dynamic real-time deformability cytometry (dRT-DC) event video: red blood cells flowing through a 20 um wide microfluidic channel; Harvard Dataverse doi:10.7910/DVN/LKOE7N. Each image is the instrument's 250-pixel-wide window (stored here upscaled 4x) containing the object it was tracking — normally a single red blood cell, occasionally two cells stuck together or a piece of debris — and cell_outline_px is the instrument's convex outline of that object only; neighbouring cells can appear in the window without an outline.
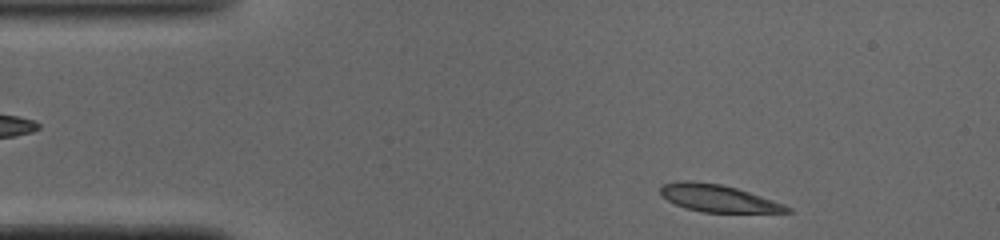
{"species": "common noctule bat (a hibernating species)", "species_latin": "Nyctalus noctula", "temperature_condition": "cold", "stored_images_in_passage": 45, "camera_frame_rate_fps": 3000, "um_per_image_px": 0.085, "animal": {"sex": "male", "body_mass_g": 19.0, "forearm_length_mm": 50.8}, "frame": {"image": 1, "passage_image": 3, "time_ms": 0.667, "image_size_px": [1000, 240], "cell_outline_px": [[792, 212], [704, 212], [684, 208], [660, 196], [660, 188], [664, 184], [676, 180], [688, 180], [720, 184], [736, 188], [784, 204], [792, 208]], "centroid_in_image_um": [60.99, 16.84], "position_along_channel_um": 24.0, "area_um2": 19.94}}
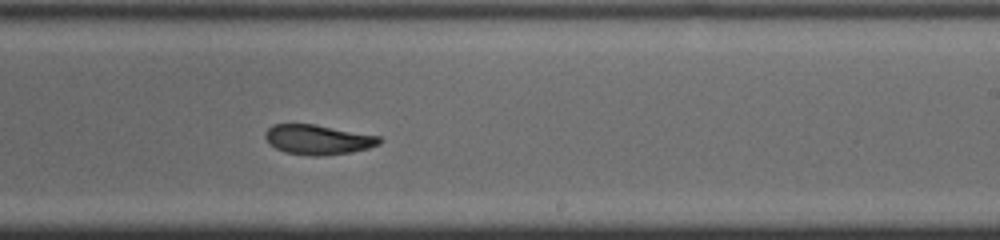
{"frame": {"image": 2, "passage_image": 25, "time_ms": 8.0, "image_size_px": [1000, 240], "cell_outline_px": [[384, 140], [380, 144], [368, 148], [352, 152], [320, 156], [312, 156], [284, 152], [268, 144], [264, 136], [264, 132], [272, 124], [316, 124], [380, 136]], "centroid_in_image_um": [27.02, 11.86], "position_along_channel_um": 262.0, "area_um2": 20.11}}
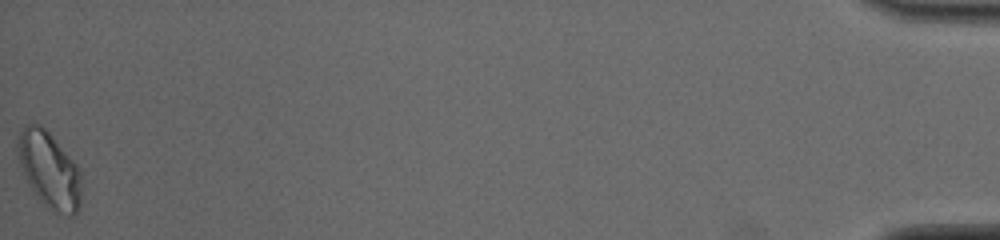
{"frame": {"image": 3, "passage_image": 45, "time_ms": 14.667, "image_size_px": [1000, 240], "cell_outline_px": [[80, 208], [72, 216], [56, 216], [36, 196], [28, 184], [24, 176], [20, 164], [20, 132], [24, 124], [40, 124], [48, 132], [80, 168]], "centroid_in_image_um": [4.23, 14.53], "position_along_channel_um": 431.0, "area_um2": 27.98}, "authors_computed_cell_mechanics": {"area_um2": 20.808, "velocity_mm_per_s": 4.0749, "shape_relaxation_time_tau1_ms": 8.2399, "shape_relaxation_time_tau2_ms": 5.0207, "deformation_change_tau1": 0.2375, "deformation_change_tau2": 0.1177}}